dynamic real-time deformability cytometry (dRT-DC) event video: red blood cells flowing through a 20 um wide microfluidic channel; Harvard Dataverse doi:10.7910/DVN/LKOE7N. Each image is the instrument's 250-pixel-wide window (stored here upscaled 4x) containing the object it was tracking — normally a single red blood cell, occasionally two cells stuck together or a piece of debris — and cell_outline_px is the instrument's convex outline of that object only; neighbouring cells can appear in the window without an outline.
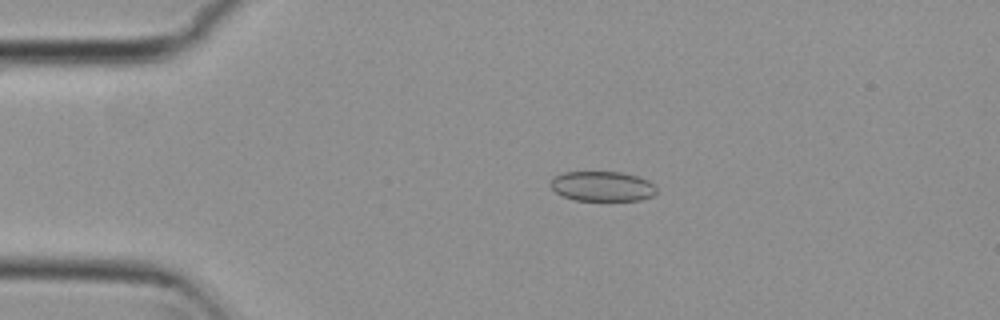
{"species": "common noctule bat (a hibernating species)", "species_latin": "Nyctalus noctula", "temperature_condition": "cold", "stored_images_in_passage": 7, "camera_frame_rate_fps": 3000, "um_per_image_px": 0.085, "animal": {"sex": "female", "body_mass_g": 29.2, "forearm_length_mm": 56.3}, "frame": {"image": 1, "passage_image": 2, "time_ms": 0.333, "image_size_px": [1000, 320], "cell_outline_px": [[656, 192], [652, 196], [640, 200], [576, 200], [564, 196], [556, 192], [548, 184], [552, 176], [564, 172], [620, 172], [636, 176], [648, 180], [656, 188]], "centroid_in_image_um": [51.15, 15.82], "position_along_channel_um": 33.8, "area_um2": 18.44}}
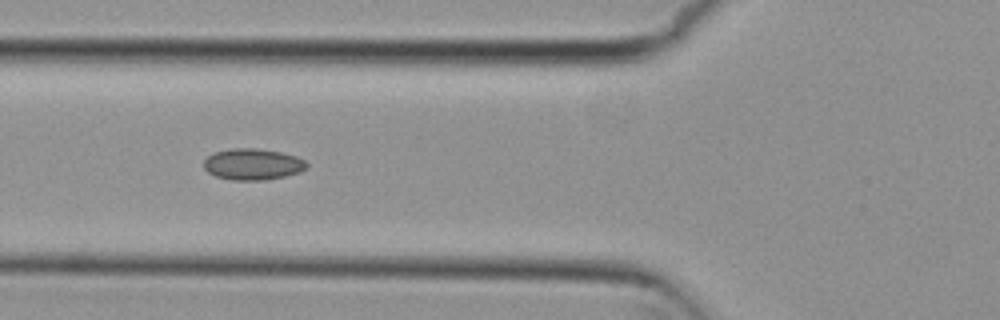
{"frame": {"image": 2, "passage_image": 4, "time_ms": 1.0, "image_size_px": [1000, 320], "cell_outline_px": [[308, 168], [300, 172], [284, 176], [264, 180], [232, 180], [216, 176], [208, 172], [204, 168], [204, 160], [212, 152], [232, 148], [256, 148], [280, 152], [296, 156], [304, 160], [308, 164]], "centroid_in_image_um": [21.48, 13.95], "position_along_channel_um": 104.3, "area_um2": 18.84}}
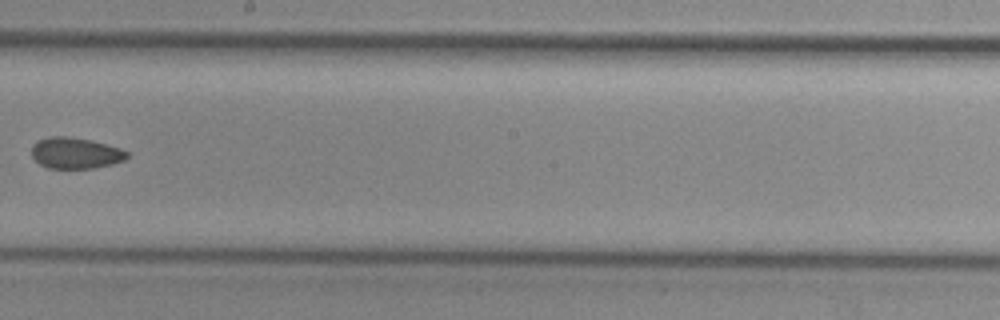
{"frame": {"image": 3, "passage_image": 7, "time_ms": 2.0, "image_size_px": [1000, 320], "cell_outline_px": [[128, 156], [124, 160], [112, 164], [92, 168], [48, 168], [40, 164], [32, 156], [32, 144], [36, 140], [48, 136], [68, 136], [92, 140], [120, 148], [128, 152]], "centroid_in_image_um": [6.39, 12.99], "position_along_channel_um": 241.8, "area_um2": 17.4}}